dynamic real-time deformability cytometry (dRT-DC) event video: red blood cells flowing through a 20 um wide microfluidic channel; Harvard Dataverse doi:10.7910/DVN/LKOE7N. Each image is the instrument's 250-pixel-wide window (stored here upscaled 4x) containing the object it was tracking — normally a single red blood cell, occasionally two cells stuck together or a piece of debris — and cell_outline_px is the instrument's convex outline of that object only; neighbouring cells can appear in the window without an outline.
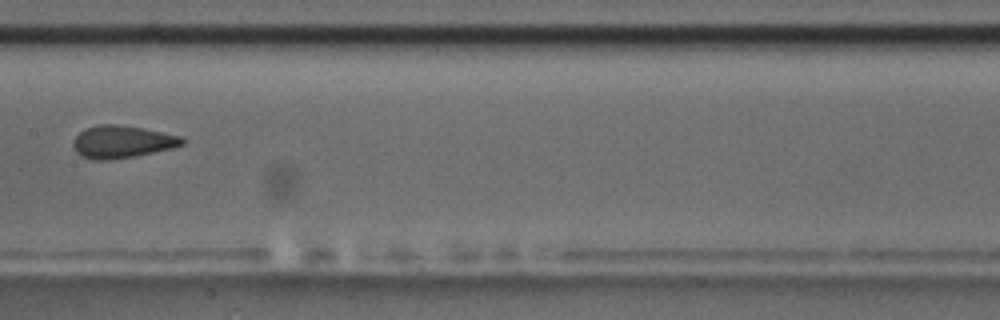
{"species": "common noctule bat (a hibernating species)", "species_latin": "Nyctalus noctula", "temperature_condition": "room temperature", "stored_images_in_passage": 6, "camera_frame_rate_fps": 3000, "um_per_image_px": 0.085, "animal": {"sex": "male", "body_mass_g": 17.5, "forearm_length_mm": 52.3}, "frame": {"image": 1, "passage_image": 6, "time_ms": 5.667, "image_size_px": [1000, 320], "cell_outline_px": [[184, 144], [172, 148], [132, 156], [108, 160], [92, 160], [80, 156], [76, 152], [72, 144], [72, 140], [84, 128], [100, 124], [116, 124], [140, 128], [184, 136]], "centroid_in_image_um": [10.34, 12.05], "position_along_channel_um": 197.1, "area_um2": 20.58}}